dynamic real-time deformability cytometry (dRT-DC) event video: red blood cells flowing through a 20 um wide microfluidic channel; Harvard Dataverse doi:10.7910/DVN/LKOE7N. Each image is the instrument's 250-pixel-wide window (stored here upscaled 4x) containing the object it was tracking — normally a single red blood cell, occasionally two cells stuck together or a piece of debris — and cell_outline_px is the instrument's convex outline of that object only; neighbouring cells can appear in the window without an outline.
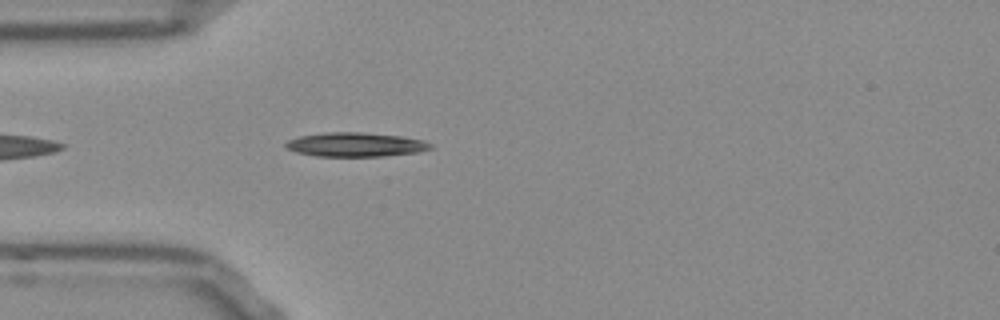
{"species": "Egyptian fruit bat (a non-hibernating species)", "species_latin": "Rousettus aegyptiacus", "temperature_condition": "room temperature", "stored_images_in_passage": 41, "camera_frame_rate_fps": 3000, "um_per_image_px": 0.085, "frame": {"image": 1, "passage_image": 3, "time_ms": 0.667, "image_size_px": [1000, 320], "cell_outline_px": [[432, 148], [416, 152], [384, 156], [316, 156], [296, 152], [288, 148], [284, 144], [288, 140], [300, 136], [328, 132], [360, 132], [400, 136], [424, 140], [432, 144]], "centroid_in_image_um": [30.22, 12.29], "position_along_channel_um": 54.8, "area_um2": 20.17}}
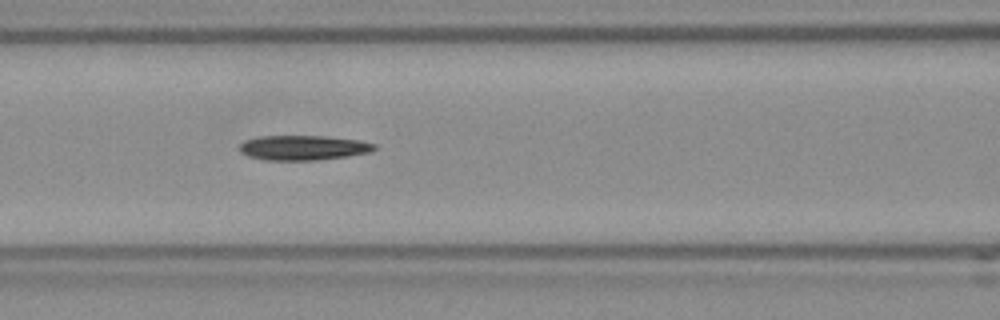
{"frame": {"image": 2, "passage_image": 10, "time_ms": 3.0, "image_size_px": [1000, 320], "cell_outline_px": [[376, 148], [368, 152], [348, 156], [316, 160], [268, 160], [248, 156], [240, 152], [240, 144], [244, 140], [260, 136], [324, 136], [360, 140], [376, 144]], "centroid_in_image_um": [25.76, 12.55], "position_along_channel_um": 140.8, "area_um2": 19.42}}
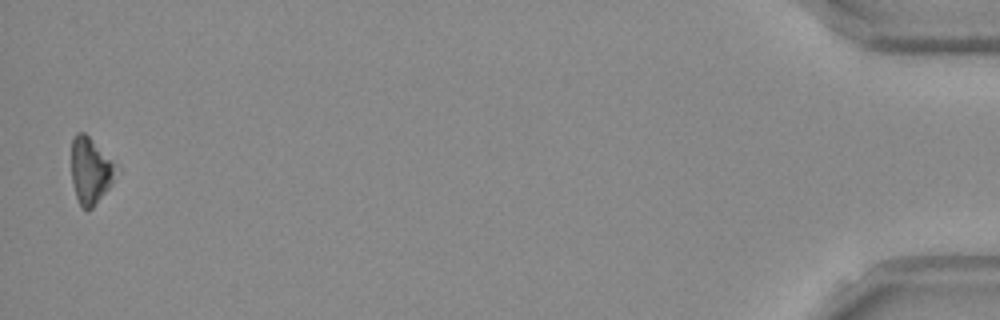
{"frame": {"image": 3, "passage_image": 40, "time_ms": 13.0, "image_size_px": [1000, 320], "cell_outline_px": [[120, 168], [112, 184], [92, 208], [84, 208], [80, 204], [76, 196], [72, 180], [72, 140], [76, 132], [84, 132]], "centroid_in_image_um": [7.72, 14.49], "position_along_channel_um": 427.5, "area_um2": 17.11}, "authors_computed_cell_mechanics": {"area_um2": 19.0162, "velocity_mm_per_s": 3.8428, "shape_relaxation_time_tau1_ms": 3.5155, "shape_relaxation_time_tau2_ms": null, "deformation_change_tau1": 0.162, "deformation_change_tau2": null}}